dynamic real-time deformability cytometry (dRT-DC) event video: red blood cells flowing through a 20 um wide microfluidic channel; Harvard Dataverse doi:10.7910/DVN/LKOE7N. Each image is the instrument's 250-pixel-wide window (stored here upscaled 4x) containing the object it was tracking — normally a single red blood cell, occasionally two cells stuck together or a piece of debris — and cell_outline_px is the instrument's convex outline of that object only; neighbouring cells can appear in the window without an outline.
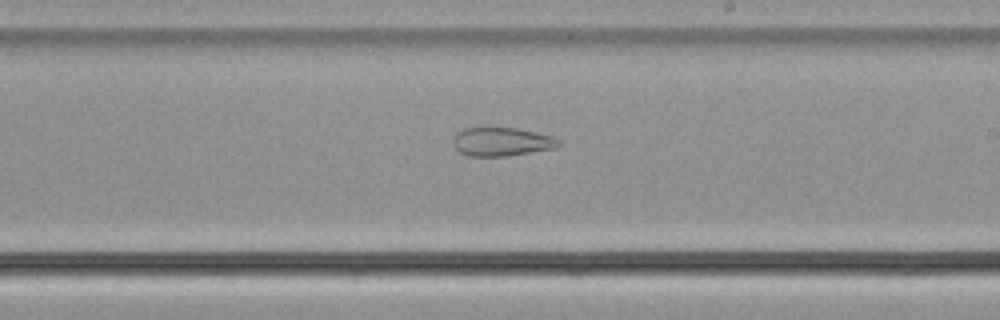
{"species": "common noctule bat (a hibernating species)", "species_latin": "Nyctalus noctula", "temperature_condition": "cold", "stored_images_in_passage": 54, "camera_frame_rate_fps": 3000, "um_per_image_px": 0.085, "animal": {"sex": "male", "body_mass_g": 21.5, "forearm_length_mm": 52.0}, "frame": {"image": 1, "passage_image": 32, "time_ms": 10.333, "image_size_px": [1000, 320], "cell_outline_px": [[560, 144], [556, 148], [504, 156], [468, 156], [460, 152], [456, 148], [452, 140], [456, 132], [464, 128], [516, 128], [552, 136], [560, 140]], "centroid_in_image_um": [42.62, 12.05], "position_along_channel_um": 246.4, "area_um2": 17.46}}
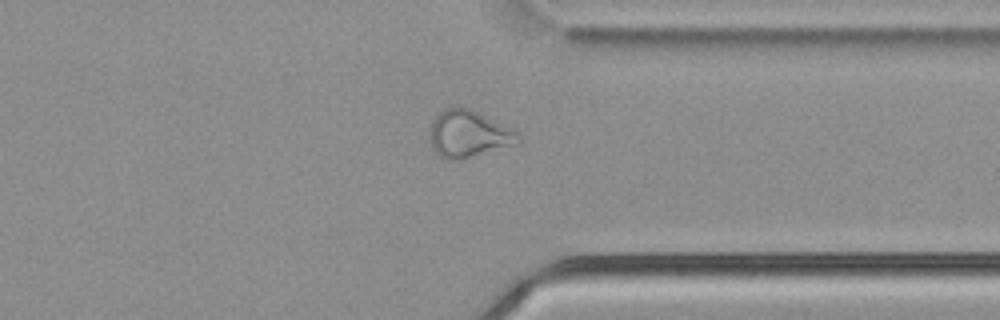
{"frame": {"image": 2, "passage_image": 42, "time_ms": 13.667, "image_size_px": [1000, 320], "cell_outline_px": [[520, 140], [516, 144], [452, 160], [448, 160], [440, 156], [432, 148], [432, 120], [444, 108], [452, 104], [460, 104], [516, 132], [520, 136]], "centroid_in_image_um": [39.77, 11.34], "position_along_channel_um": 371.6, "area_um2": 23.29}}
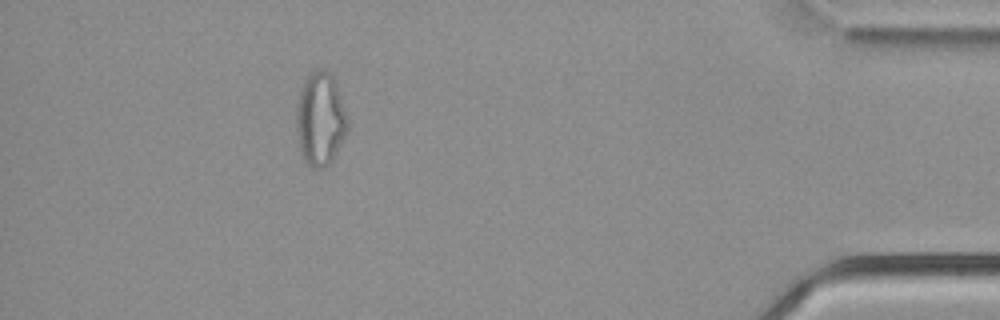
{"frame": {"image": 3, "passage_image": 49, "time_ms": 16.0, "image_size_px": [1000, 320], "cell_outline_px": [[348, 132], [332, 160], [324, 168], [312, 168], [304, 160], [300, 148], [296, 128], [296, 104], [300, 88], [304, 80], [316, 68], [324, 68], [332, 76], [336, 84], [348, 120]], "centroid_in_image_um": [27.22, 10.11], "position_along_channel_um": 408.0, "area_um2": 27.98}, "authors_computed_cell_mechanics": {"area_um2": 26.6458, "velocity_mm_per_s": 3.8028, "shape_relaxation_time_tau1_ms": null, "shape_relaxation_time_tau2_ms": 2.6142, "deformation_change_tau1": null, "deformation_change_tau2": 0.1028}}